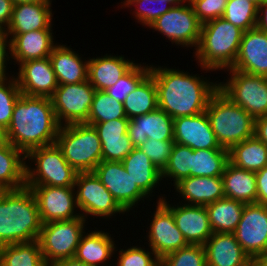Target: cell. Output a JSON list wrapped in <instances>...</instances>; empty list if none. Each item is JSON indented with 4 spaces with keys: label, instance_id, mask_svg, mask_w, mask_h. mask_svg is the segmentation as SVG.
<instances>
[{
    "label": "cell",
    "instance_id": "7a4b0ae2",
    "mask_svg": "<svg viewBox=\"0 0 267 266\" xmlns=\"http://www.w3.org/2000/svg\"><path fill=\"white\" fill-rule=\"evenodd\" d=\"M59 128L51 98L21 93L6 129V139L26 155L34 148L55 144Z\"/></svg>",
    "mask_w": 267,
    "mask_h": 266
},
{
    "label": "cell",
    "instance_id": "6f0895ef",
    "mask_svg": "<svg viewBox=\"0 0 267 266\" xmlns=\"http://www.w3.org/2000/svg\"><path fill=\"white\" fill-rule=\"evenodd\" d=\"M260 266H267V252L257 259Z\"/></svg>",
    "mask_w": 267,
    "mask_h": 266
},
{
    "label": "cell",
    "instance_id": "ac0fdd59",
    "mask_svg": "<svg viewBox=\"0 0 267 266\" xmlns=\"http://www.w3.org/2000/svg\"><path fill=\"white\" fill-rule=\"evenodd\" d=\"M14 73L20 92L28 96L51 98L58 87L49 57L28 60Z\"/></svg>",
    "mask_w": 267,
    "mask_h": 266
},
{
    "label": "cell",
    "instance_id": "bcb514c9",
    "mask_svg": "<svg viewBox=\"0 0 267 266\" xmlns=\"http://www.w3.org/2000/svg\"><path fill=\"white\" fill-rule=\"evenodd\" d=\"M128 118H119L107 122L93 124L100 142L114 140H131L128 134Z\"/></svg>",
    "mask_w": 267,
    "mask_h": 266
},
{
    "label": "cell",
    "instance_id": "681fc988",
    "mask_svg": "<svg viewBox=\"0 0 267 266\" xmlns=\"http://www.w3.org/2000/svg\"><path fill=\"white\" fill-rule=\"evenodd\" d=\"M10 61V62H9ZM8 64L12 65L11 59V39L6 31L0 29V79H7L15 74L9 71ZM9 72H11L9 74Z\"/></svg>",
    "mask_w": 267,
    "mask_h": 266
},
{
    "label": "cell",
    "instance_id": "d6a6232c",
    "mask_svg": "<svg viewBox=\"0 0 267 266\" xmlns=\"http://www.w3.org/2000/svg\"><path fill=\"white\" fill-rule=\"evenodd\" d=\"M229 162L234 166L257 172L267 166V146L255 136L229 150Z\"/></svg>",
    "mask_w": 267,
    "mask_h": 266
},
{
    "label": "cell",
    "instance_id": "9f6ffc18",
    "mask_svg": "<svg viewBox=\"0 0 267 266\" xmlns=\"http://www.w3.org/2000/svg\"><path fill=\"white\" fill-rule=\"evenodd\" d=\"M14 4L18 3H39V2H52L53 0H11Z\"/></svg>",
    "mask_w": 267,
    "mask_h": 266
},
{
    "label": "cell",
    "instance_id": "f1b7e54d",
    "mask_svg": "<svg viewBox=\"0 0 267 266\" xmlns=\"http://www.w3.org/2000/svg\"><path fill=\"white\" fill-rule=\"evenodd\" d=\"M126 172L134 183L150 198H154L155 191L163 185L162 171H160L139 148L135 147L122 161ZM157 188V189H156ZM154 193V194H153Z\"/></svg>",
    "mask_w": 267,
    "mask_h": 266
},
{
    "label": "cell",
    "instance_id": "277c9868",
    "mask_svg": "<svg viewBox=\"0 0 267 266\" xmlns=\"http://www.w3.org/2000/svg\"><path fill=\"white\" fill-rule=\"evenodd\" d=\"M244 31L223 17L202 24L199 44L193 52L201 71L231 68L237 58Z\"/></svg>",
    "mask_w": 267,
    "mask_h": 266
},
{
    "label": "cell",
    "instance_id": "4316f807",
    "mask_svg": "<svg viewBox=\"0 0 267 266\" xmlns=\"http://www.w3.org/2000/svg\"><path fill=\"white\" fill-rule=\"evenodd\" d=\"M65 44L58 43L49 56L58 85L87 81L89 57H82Z\"/></svg>",
    "mask_w": 267,
    "mask_h": 266
},
{
    "label": "cell",
    "instance_id": "e0dca14e",
    "mask_svg": "<svg viewBox=\"0 0 267 266\" xmlns=\"http://www.w3.org/2000/svg\"><path fill=\"white\" fill-rule=\"evenodd\" d=\"M157 196L156 201H162L171 210L175 224L188 244L204 245L207 242L213 231L205 206L183 204L172 197L170 200L165 194Z\"/></svg>",
    "mask_w": 267,
    "mask_h": 266
},
{
    "label": "cell",
    "instance_id": "83f0119b",
    "mask_svg": "<svg viewBox=\"0 0 267 266\" xmlns=\"http://www.w3.org/2000/svg\"><path fill=\"white\" fill-rule=\"evenodd\" d=\"M203 246L207 266H244L251 261L234 233H213Z\"/></svg>",
    "mask_w": 267,
    "mask_h": 266
},
{
    "label": "cell",
    "instance_id": "ffe728a7",
    "mask_svg": "<svg viewBox=\"0 0 267 266\" xmlns=\"http://www.w3.org/2000/svg\"><path fill=\"white\" fill-rule=\"evenodd\" d=\"M231 68L267 77V32L256 27L244 32L236 61Z\"/></svg>",
    "mask_w": 267,
    "mask_h": 266
},
{
    "label": "cell",
    "instance_id": "ba28073f",
    "mask_svg": "<svg viewBox=\"0 0 267 266\" xmlns=\"http://www.w3.org/2000/svg\"><path fill=\"white\" fill-rule=\"evenodd\" d=\"M229 74H227V72ZM227 79L218 82L219 90L241 106L254 119L267 115V77L234 70H224Z\"/></svg>",
    "mask_w": 267,
    "mask_h": 266
},
{
    "label": "cell",
    "instance_id": "db71d44e",
    "mask_svg": "<svg viewBox=\"0 0 267 266\" xmlns=\"http://www.w3.org/2000/svg\"><path fill=\"white\" fill-rule=\"evenodd\" d=\"M256 28L267 32V0L258 6Z\"/></svg>",
    "mask_w": 267,
    "mask_h": 266
},
{
    "label": "cell",
    "instance_id": "60d3db41",
    "mask_svg": "<svg viewBox=\"0 0 267 266\" xmlns=\"http://www.w3.org/2000/svg\"><path fill=\"white\" fill-rule=\"evenodd\" d=\"M258 7L247 0H228L223 18L244 32L255 28Z\"/></svg>",
    "mask_w": 267,
    "mask_h": 266
},
{
    "label": "cell",
    "instance_id": "5bb4252c",
    "mask_svg": "<svg viewBox=\"0 0 267 266\" xmlns=\"http://www.w3.org/2000/svg\"><path fill=\"white\" fill-rule=\"evenodd\" d=\"M154 212L151 213V221L146 227V234L144 239L148 242L146 247L151 248L156 256L161 260L164 256L181 248L188 246L189 244L185 240L183 234L175 224L174 217L171 210L162 202L156 201Z\"/></svg>",
    "mask_w": 267,
    "mask_h": 266
},
{
    "label": "cell",
    "instance_id": "44dd1931",
    "mask_svg": "<svg viewBox=\"0 0 267 266\" xmlns=\"http://www.w3.org/2000/svg\"><path fill=\"white\" fill-rule=\"evenodd\" d=\"M128 134L134 147L147 139L174 141L173 118L160 108L129 119Z\"/></svg>",
    "mask_w": 267,
    "mask_h": 266
},
{
    "label": "cell",
    "instance_id": "c3c4849f",
    "mask_svg": "<svg viewBox=\"0 0 267 266\" xmlns=\"http://www.w3.org/2000/svg\"><path fill=\"white\" fill-rule=\"evenodd\" d=\"M102 161L121 162L135 148L131 140L101 142Z\"/></svg>",
    "mask_w": 267,
    "mask_h": 266
},
{
    "label": "cell",
    "instance_id": "4fadbf2b",
    "mask_svg": "<svg viewBox=\"0 0 267 266\" xmlns=\"http://www.w3.org/2000/svg\"><path fill=\"white\" fill-rule=\"evenodd\" d=\"M93 172L128 214L134 213L141 203L145 204V199L150 203L151 198L134 183L122 162L102 161Z\"/></svg>",
    "mask_w": 267,
    "mask_h": 266
},
{
    "label": "cell",
    "instance_id": "f6af8a7d",
    "mask_svg": "<svg viewBox=\"0 0 267 266\" xmlns=\"http://www.w3.org/2000/svg\"><path fill=\"white\" fill-rule=\"evenodd\" d=\"M173 144L174 141L147 139L137 148L144 152L160 171H163L169 162Z\"/></svg>",
    "mask_w": 267,
    "mask_h": 266
},
{
    "label": "cell",
    "instance_id": "f5cc1de1",
    "mask_svg": "<svg viewBox=\"0 0 267 266\" xmlns=\"http://www.w3.org/2000/svg\"><path fill=\"white\" fill-rule=\"evenodd\" d=\"M254 136L267 146V115L255 119Z\"/></svg>",
    "mask_w": 267,
    "mask_h": 266
},
{
    "label": "cell",
    "instance_id": "836d02e7",
    "mask_svg": "<svg viewBox=\"0 0 267 266\" xmlns=\"http://www.w3.org/2000/svg\"><path fill=\"white\" fill-rule=\"evenodd\" d=\"M0 266H47L37 240L0 246Z\"/></svg>",
    "mask_w": 267,
    "mask_h": 266
},
{
    "label": "cell",
    "instance_id": "b9f144b4",
    "mask_svg": "<svg viewBox=\"0 0 267 266\" xmlns=\"http://www.w3.org/2000/svg\"><path fill=\"white\" fill-rule=\"evenodd\" d=\"M150 74V63L146 62L136 63L118 82L112 87L105 90V92L124 103L125 98L133 92L137 86Z\"/></svg>",
    "mask_w": 267,
    "mask_h": 266
},
{
    "label": "cell",
    "instance_id": "8d00e7d4",
    "mask_svg": "<svg viewBox=\"0 0 267 266\" xmlns=\"http://www.w3.org/2000/svg\"><path fill=\"white\" fill-rule=\"evenodd\" d=\"M191 168L192 149L174 142L169 162L162 171V180L165 181V185L166 181L167 184H171L169 187L171 189V186H174L181 179L190 177Z\"/></svg>",
    "mask_w": 267,
    "mask_h": 266
},
{
    "label": "cell",
    "instance_id": "f546056e",
    "mask_svg": "<svg viewBox=\"0 0 267 266\" xmlns=\"http://www.w3.org/2000/svg\"><path fill=\"white\" fill-rule=\"evenodd\" d=\"M26 155L10 142L0 145V190L25 187Z\"/></svg>",
    "mask_w": 267,
    "mask_h": 266
},
{
    "label": "cell",
    "instance_id": "d590c367",
    "mask_svg": "<svg viewBox=\"0 0 267 266\" xmlns=\"http://www.w3.org/2000/svg\"><path fill=\"white\" fill-rule=\"evenodd\" d=\"M228 162L227 149H192L190 176L221 177Z\"/></svg>",
    "mask_w": 267,
    "mask_h": 266
},
{
    "label": "cell",
    "instance_id": "74e56055",
    "mask_svg": "<svg viewBox=\"0 0 267 266\" xmlns=\"http://www.w3.org/2000/svg\"><path fill=\"white\" fill-rule=\"evenodd\" d=\"M119 118H127L123 103L115 100L105 91L96 90L87 124L93 125Z\"/></svg>",
    "mask_w": 267,
    "mask_h": 266
},
{
    "label": "cell",
    "instance_id": "9a60e30c",
    "mask_svg": "<svg viewBox=\"0 0 267 266\" xmlns=\"http://www.w3.org/2000/svg\"><path fill=\"white\" fill-rule=\"evenodd\" d=\"M236 240L251 260L267 252V205L245 204L234 232Z\"/></svg>",
    "mask_w": 267,
    "mask_h": 266
},
{
    "label": "cell",
    "instance_id": "603a6c76",
    "mask_svg": "<svg viewBox=\"0 0 267 266\" xmlns=\"http://www.w3.org/2000/svg\"><path fill=\"white\" fill-rule=\"evenodd\" d=\"M53 30H36L23 34H8L11 39V59L13 65L49 57L59 43Z\"/></svg>",
    "mask_w": 267,
    "mask_h": 266
},
{
    "label": "cell",
    "instance_id": "8992f818",
    "mask_svg": "<svg viewBox=\"0 0 267 266\" xmlns=\"http://www.w3.org/2000/svg\"><path fill=\"white\" fill-rule=\"evenodd\" d=\"M55 144L78 173L93 172L102 162V148L93 125L75 123L60 126Z\"/></svg>",
    "mask_w": 267,
    "mask_h": 266
},
{
    "label": "cell",
    "instance_id": "52a82bcc",
    "mask_svg": "<svg viewBox=\"0 0 267 266\" xmlns=\"http://www.w3.org/2000/svg\"><path fill=\"white\" fill-rule=\"evenodd\" d=\"M77 173L56 144L26 154L25 186L74 187Z\"/></svg>",
    "mask_w": 267,
    "mask_h": 266
},
{
    "label": "cell",
    "instance_id": "7c38bea8",
    "mask_svg": "<svg viewBox=\"0 0 267 266\" xmlns=\"http://www.w3.org/2000/svg\"><path fill=\"white\" fill-rule=\"evenodd\" d=\"M95 91L88 80L58 85L51 100L59 125L87 123Z\"/></svg>",
    "mask_w": 267,
    "mask_h": 266
},
{
    "label": "cell",
    "instance_id": "4dcf8cb0",
    "mask_svg": "<svg viewBox=\"0 0 267 266\" xmlns=\"http://www.w3.org/2000/svg\"><path fill=\"white\" fill-rule=\"evenodd\" d=\"M221 177L225 198L244 204L257 202L255 172L238 168L228 162Z\"/></svg>",
    "mask_w": 267,
    "mask_h": 266
},
{
    "label": "cell",
    "instance_id": "ab89813d",
    "mask_svg": "<svg viewBox=\"0 0 267 266\" xmlns=\"http://www.w3.org/2000/svg\"><path fill=\"white\" fill-rule=\"evenodd\" d=\"M121 247H118L117 244L115 248L114 259H117L115 261L117 263L114 262L113 266H160V259L149 247L145 248L144 245L139 246L138 244L133 246V243L128 248L125 247V244L122 249Z\"/></svg>",
    "mask_w": 267,
    "mask_h": 266
},
{
    "label": "cell",
    "instance_id": "5b68a950",
    "mask_svg": "<svg viewBox=\"0 0 267 266\" xmlns=\"http://www.w3.org/2000/svg\"><path fill=\"white\" fill-rule=\"evenodd\" d=\"M206 114L220 146L230 150L254 136L255 119L219 89L209 99Z\"/></svg>",
    "mask_w": 267,
    "mask_h": 266
},
{
    "label": "cell",
    "instance_id": "3957f363",
    "mask_svg": "<svg viewBox=\"0 0 267 266\" xmlns=\"http://www.w3.org/2000/svg\"><path fill=\"white\" fill-rule=\"evenodd\" d=\"M41 227L37 201L29 188L0 192V246L37 240Z\"/></svg>",
    "mask_w": 267,
    "mask_h": 266
},
{
    "label": "cell",
    "instance_id": "d6986e66",
    "mask_svg": "<svg viewBox=\"0 0 267 266\" xmlns=\"http://www.w3.org/2000/svg\"><path fill=\"white\" fill-rule=\"evenodd\" d=\"M174 142L199 149H224L218 143L206 111L173 119Z\"/></svg>",
    "mask_w": 267,
    "mask_h": 266
},
{
    "label": "cell",
    "instance_id": "f907efd6",
    "mask_svg": "<svg viewBox=\"0 0 267 266\" xmlns=\"http://www.w3.org/2000/svg\"><path fill=\"white\" fill-rule=\"evenodd\" d=\"M257 203L267 205V166L255 172Z\"/></svg>",
    "mask_w": 267,
    "mask_h": 266
},
{
    "label": "cell",
    "instance_id": "ee69618b",
    "mask_svg": "<svg viewBox=\"0 0 267 266\" xmlns=\"http://www.w3.org/2000/svg\"><path fill=\"white\" fill-rule=\"evenodd\" d=\"M160 266H207L203 245H192L167 254L160 260Z\"/></svg>",
    "mask_w": 267,
    "mask_h": 266
},
{
    "label": "cell",
    "instance_id": "484cf974",
    "mask_svg": "<svg viewBox=\"0 0 267 266\" xmlns=\"http://www.w3.org/2000/svg\"><path fill=\"white\" fill-rule=\"evenodd\" d=\"M52 2L14 4L7 34H23L36 30H53Z\"/></svg>",
    "mask_w": 267,
    "mask_h": 266
},
{
    "label": "cell",
    "instance_id": "816d5d0a",
    "mask_svg": "<svg viewBox=\"0 0 267 266\" xmlns=\"http://www.w3.org/2000/svg\"><path fill=\"white\" fill-rule=\"evenodd\" d=\"M14 3L11 0H0V29L6 31L11 21Z\"/></svg>",
    "mask_w": 267,
    "mask_h": 266
},
{
    "label": "cell",
    "instance_id": "30bf717a",
    "mask_svg": "<svg viewBox=\"0 0 267 266\" xmlns=\"http://www.w3.org/2000/svg\"><path fill=\"white\" fill-rule=\"evenodd\" d=\"M74 189L78 208L86 221L95 220V217L109 221L118 214L119 216L122 214V217L124 214L129 215L117 203L94 172L77 173Z\"/></svg>",
    "mask_w": 267,
    "mask_h": 266
},
{
    "label": "cell",
    "instance_id": "d4e9b609",
    "mask_svg": "<svg viewBox=\"0 0 267 266\" xmlns=\"http://www.w3.org/2000/svg\"><path fill=\"white\" fill-rule=\"evenodd\" d=\"M114 53L90 57L88 61V81L95 90L105 91L115 85L136 63L133 58Z\"/></svg>",
    "mask_w": 267,
    "mask_h": 266
},
{
    "label": "cell",
    "instance_id": "7402d4cb",
    "mask_svg": "<svg viewBox=\"0 0 267 266\" xmlns=\"http://www.w3.org/2000/svg\"><path fill=\"white\" fill-rule=\"evenodd\" d=\"M94 228V230L88 229L82 235L74 258L88 266H113L112 257L114 258L115 255L117 240L115 241L109 231L99 230L95 226Z\"/></svg>",
    "mask_w": 267,
    "mask_h": 266
},
{
    "label": "cell",
    "instance_id": "7bdbcfd3",
    "mask_svg": "<svg viewBox=\"0 0 267 266\" xmlns=\"http://www.w3.org/2000/svg\"><path fill=\"white\" fill-rule=\"evenodd\" d=\"M20 95L15 76L0 79V126L5 130L9 127L15 103Z\"/></svg>",
    "mask_w": 267,
    "mask_h": 266
},
{
    "label": "cell",
    "instance_id": "6da1fadb",
    "mask_svg": "<svg viewBox=\"0 0 267 266\" xmlns=\"http://www.w3.org/2000/svg\"><path fill=\"white\" fill-rule=\"evenodd\" d=\"M154 78L158 108L173 119L194 116L206 111L209 99L219 89L218 80L180 68L150 64ZM208 78V79H207Z\"/></svg>",
    "mask_w": 267,
    "mask_h": 266
},
{
    "label": "cell",
    "instance_id": "e575fe53",
    "mask_svg": "<svg viewBox=\"0 0 267 266\" xmlns=\"http://www.w3.org/2000/svg\"><path fill=\"white\" fill-rule=\"evenodd\" d=\"M123 106L128 119L158 108L157 89L154 78L150 74L125 98Z\"/></svg>",
    "mask_w": 267,
    "mask_h": 266
},
{
    "label": "cell",
    "instance_id": "6125c7cd",
    "mask_svg": "<svg viewBox=\"0 0 267 266\" xmlns=\"http://www.w3.org/2000/svg\"><path fill=\"white\" fill-rule=\"evenodd\" d=\"M253 2L257 7L261 5L265 0H247Z\"/></svg>",
    "mask_w": 267,
    "mask_h": 266
},
{
    "label": "cell",
    "instance_id": "94428289",
    "mask_svg": "<svg viewBox=\"0 0 267 266\" xmlns=\"http://www.w3.org/2000/svg\"><path fill=\"white\" fill-rule=\"evenodd\" d=\"M244 266H260L257 260H251Z\"/></svg>",
    "mask_w": 267,
    "mask_h": 266
},
{
    "label": "cell",
    "instance_id": "11a10c76",
    "mask_svg": "<svg viewBox=\"0 0 267 266\" xmlns=\"http://www.w3.org/2000/svg\"><path fill=\"white\" fill-rule=\"evenodd\" d=\"M47 266H88V265H86L81 261L76 260L75 258H69L52 262Z\"/></svg>",
    "mask_w": 267,
    "mask_h": 266
},
{
    "label": "cell",
    "instance_id": "1f68e13d",
    "mask_svg": "<svg viewBox=\"0 0 267 266\" xmlns=\"http://www.w3.org/2000/svg\"><path fill=\"white\" fill-rule=\"evenodd\" d=\"M244 206L241 201L225 197L205 206L213 233H234Z\"/></svg>",
    "mask_w": 267,
    "mask_h": 266
},
{
    "label": "cell",
    "instance_id": "8fae6325",
    "mask_svg": "<svg viewBox=\"0 0 267 266\" xmlns=\"http://www.w3.org/2000/svg\"><path fill=\"white\" fill-rule=\"evenodd\" d=\"M148 28L166 37L169 40L166 42H171L174 46H178L177 48L181 46L195 51L199 44L202 23L194 13L191 3L187 2L173 6Z\"/></svg>",
    "mask_w": 267,
    "mask_h": 266
},
{
    "label": "cell",
    "instance_id": "9c48e42d",
    "mask_svg": "<svg viewBox=\"0 0 267 266\" xmlns=\"http://www.w3.org/2000/svg\"><path fill=\"white\" fill-rule=\"evenodd\" d=\"M88 222L82 216L67 221L42 224L37 241L47 265L74 258L82 235L88 230Z\"/></svg>",
    "mask_w": 267,
    "mask_h": 266
},
{
    "label": "cell",
    "instance_id": "91938a15",
    "mask_svg": "<svg viewBox=\"0 0 267 266\" xmlns=\"http://www.w3.org/2000/svg\"><path fill=\"white\" fill-rule=\"evenodd\" d=\"M163 1L169 2L172 6H177L189 2V0H163Z\"/></svg>",
    "mask_w": 267,
    "mask_h": 266
},
{
    "label": "cell",
    "instance_id": "7dc6e473",
    "mask_svg": "<svg viewBox=\"0 0 267 266\" xmlns=\"http://www.w3.org/2000/svg\"><path fill=\"white\" fill-rule=\"evenodd\" d=\"M228 0H189L199 21H208L223 17Z\"/></svg>",
    "mask_w": 267,
    "mask_h": 266
},
{
    "label": "cell",
    "instance_id": "680465c9",
    "mask_svg": "<svg viewBox=\"0 0 267 266\" xmlns=\"http://www.w3.org/2000/svg\"><path fill=\"white\" fill-rule=\"evenodd\" d=\"M6 141V130L0 126V145L4 144Z\"/></svg>",
    "mask_w": 267,
    "mask_h": 266
},
{
    "label": "cell",
    "instance_id": "f35d334b",
    "mask_svg": "<svg viewBox=\"0 0 267 266\" xmlns=\"http://www.w3.org/2000/svg\"><path fill=\"white\" fill-rule=\"evenodd\" d=\"M120 3L121 9L130 8V13L136 22L144 27L147 26V29L158 17L173 7L163 0H124Z\"/></svg>",
    "mask_w": 267,
    "mask_h": 266
},
{
    "label": "cell",
    "instance_id": "2e32d148",
    "mask_svg": "<svg viewBox=\"0 0 267 266\" xmlns=\"http://www.w3.org/2000/svg\"><path fill=\"white\" fill-rule=\"evenodd\" d=\"M34 194L42 224L67 221L81 215L74 187L25 186Z\"/></svg>",
    "mask_w": 267,
    "mask_h": 266
},
{
    "label": "cell",
    "instance_id": "cb8c5ba5",
    "mask_svg": "<svg viewBox=\"0 0 267 266\" xmlns=\"http://www.w3.org/2000/svg\"><path fill=\"white\" fill-rule=\"evenodd\" d=\"M178 201L187 205L207 206L225 197L222 177L190 176L174 186ZM181 201H180V199Z\"/></svg>",
    "mask_w": 267,
    "mask_h": 266
}]
</instances>
